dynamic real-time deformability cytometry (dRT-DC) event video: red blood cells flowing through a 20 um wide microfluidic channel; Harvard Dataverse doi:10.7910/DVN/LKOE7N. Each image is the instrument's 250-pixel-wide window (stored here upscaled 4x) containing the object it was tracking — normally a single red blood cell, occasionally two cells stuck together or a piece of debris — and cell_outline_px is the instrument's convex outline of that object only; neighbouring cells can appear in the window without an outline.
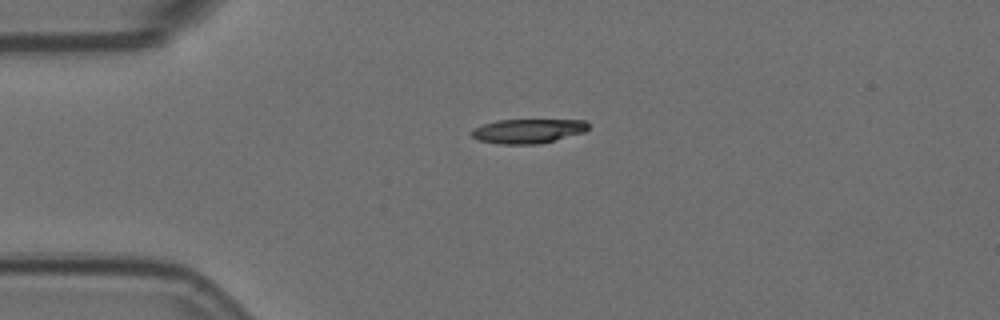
{"species": "Egyptian fruit bat (a non-hibernating species)", "species_latin": "Rousettus aegyptiacus", "temperature_condition": "room temperature", "stored_images_in_passage": 20, "camera_frame_rate_fps": 3000, "um_per_image_px": 0.085, "animal": {"sex": "female"}, "frame": {"image": 1, "passage_image": 1, "time_ms": 0.0, "image_size_px": [1000, 320], "cell_outline_px": [[588, 128], [584, 132], [540, 144], [500, 144], [480, 140], [472, 136], [472, 128], [496, 120], [584, 120], [588, 124]], "centroid_in_image_um": [44.87, 11.14], "position_along_channel_um": 40.1, "area_um2": 16.42}}
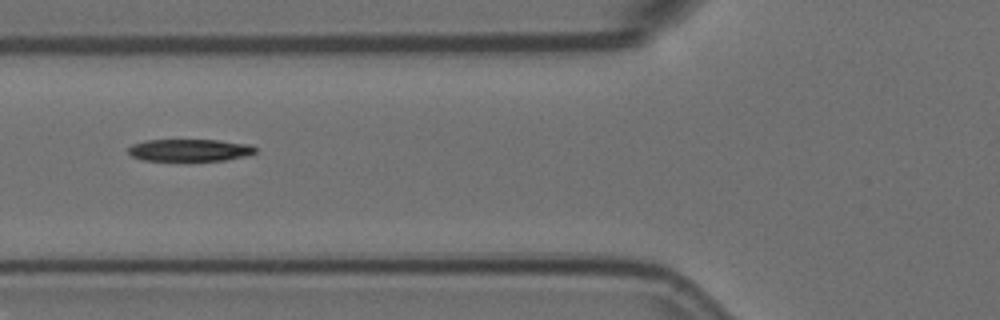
{"frame": {"image": 2, "passage_image": 9, "time_ms": 2.667, "image_size_px": [1000, 320], "cell_outline_px": [[256, 152], [244, 156], [224, 160], [144, 160], [132, 156], [128, 152], [128, 148], [132, 144], [144, 140], [220, 140], [248, 144], [256, 148]], "centroid_in_image_um": [16.1, 12.75], "position_along_channel_um": 109.7, "area_um2": 16.24}}
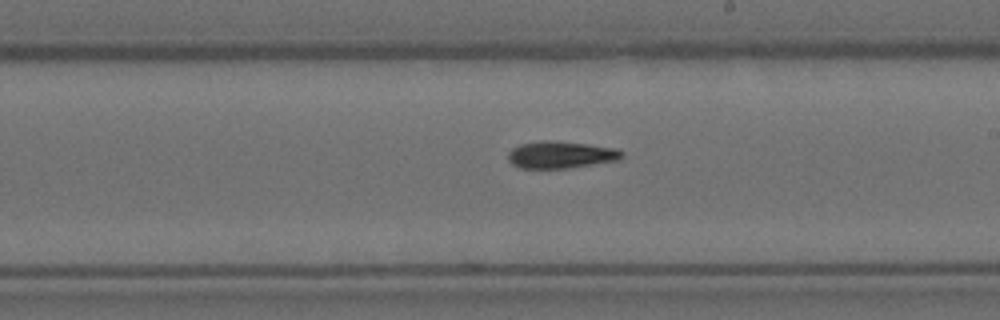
{"frame": {"image": 3, "passage_image": 20, "time_ms": 6.333, "image_size_px": [1000, 320], "cell_outline_px": [[624, 156], [620, 160], [568, 168], [520, 168], [512, 164], [508, 160], [508, 152], [512, 148], [520, 144], [540, 140], [548, 140], [588, 144], [620, 148], [624, 152]], "centroid_in_image_um": [47.7, 13.15], "position_along_channel_um": 241.3, "area_um2": 18.21}}